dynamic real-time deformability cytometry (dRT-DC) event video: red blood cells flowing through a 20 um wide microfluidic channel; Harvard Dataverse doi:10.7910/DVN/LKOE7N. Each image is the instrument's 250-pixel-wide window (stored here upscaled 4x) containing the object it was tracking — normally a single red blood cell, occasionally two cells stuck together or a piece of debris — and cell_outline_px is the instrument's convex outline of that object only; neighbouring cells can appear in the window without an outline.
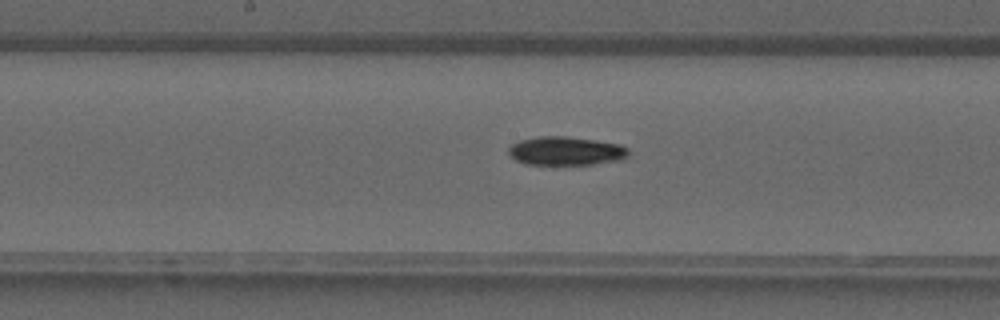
{"species": "common noctule bat (a hibernating species)", "species_latin": "Nyctalus noctula", "temperature_condition": "warm", "stored_images_in_passage": 35, "camera_frame_rate_fps": 3000, "um_per_image_px": 0.085, "animal": {"sex": "male", "forearm_length_mm": 52.5}, "frame": {"image": 1, "passage_image": 16, "time_ms": 5.0, "image_size_px": [1000, 320], "cell_outline_px": [[628, 156], [620, 160], [592, 164], [524, 164], [508, 156], [508, 148], [512, 144], [520, 140], [540, 136], [568, 136], [596, 140], [620, 144], [628, 148]], "centroid_in_image_um": [48.08, 12.82], "position_along_channel_um": 200.1, "area_um2": 20.11}}
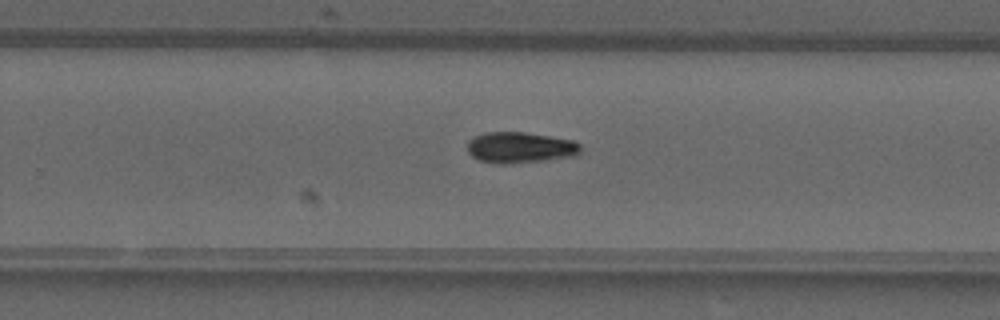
{"frame": {"image": 2, "passage_image": 21, "time_ms": 6.667, "image_size_px": [1000, 320], "cell_outline_px": [[580, 152], [576, 156], [512, 164], [492, 164], [480, 160], [472, 156], [468, 152], [468, 140], [484, 132], [524, 132], [572, 140], [580, 144]], "centroid_in_image_um": [44.19, 12.55], "position_along_channel_um": 285.6, "area_um2": 20.52}}
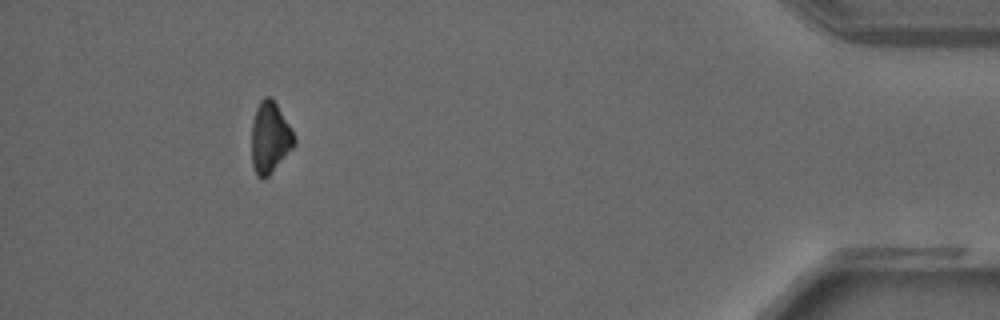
{"frame": {"image": 3, "passage_image": 32, "time_ms": 10.333, "image_size_px": [1000, 320], "cell_outline_px": [[296, 144], [268, 176], [256, 176], [252, 164], [252, 120], [256, 108], [260, 100], [264, 96], [272, 96], [296, 136]], "centroid_in_image_um": [22.95, 11.64], "position_along_channel_um": 412.2, "area_um2": 17.74}}